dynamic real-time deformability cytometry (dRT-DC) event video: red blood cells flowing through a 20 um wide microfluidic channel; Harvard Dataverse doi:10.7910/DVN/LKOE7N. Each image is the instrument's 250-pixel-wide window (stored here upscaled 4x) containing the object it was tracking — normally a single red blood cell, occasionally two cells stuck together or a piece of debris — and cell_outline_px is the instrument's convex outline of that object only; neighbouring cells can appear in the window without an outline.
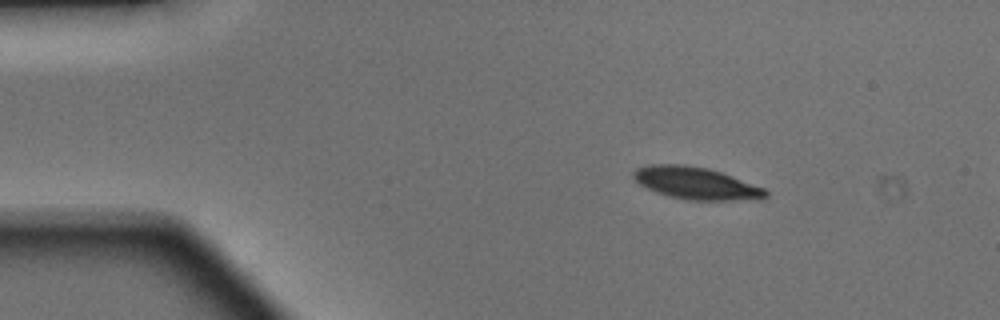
{"species": "Egyptian fruit bat (a non-hibernating species)", "species_latin": "Rousettus aegyptiacus", "temperature_condition": "warm", "stored_images_in_passage": 43, "segment_of_instrument_passage": [1, 2], "camera_frame_rate_fps": 3000, "um_per_image_px": 0.085, "animal": {"sex": "male"}, "frame": {"image": 1, "passage_image": 1, "time_ms": 0.0, "image_size_px": [1000, 320], "cell_outline_px": [[768, 196], [728, 200], [688, 200], [668, 196], [656, 192], [640, 184], [632, 176], [632, 172], [636, 168], [648, 164], [684, 164], [708, 168], [732, 176], [764, 188], [768, 192]], "centroid_in_image_um": [59.08, 15.55], "position_along_channel_um": 25.9, "area_um2": 24.45}}
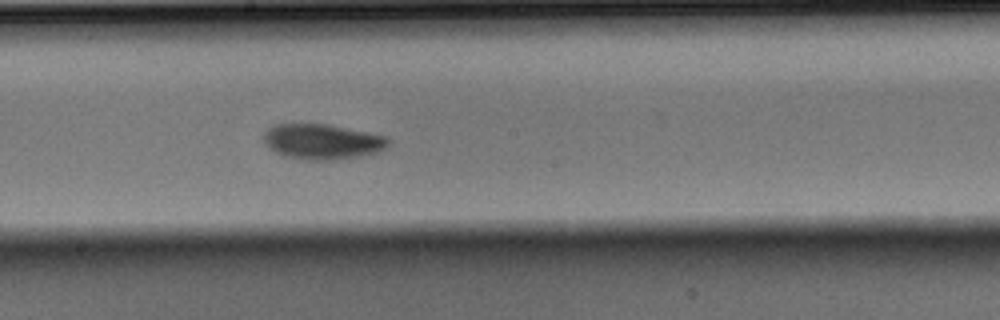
{"frame": {"image": 2, "passage_image": 20, "time_ms": 6.333, "image_size_px": [1000, 320], "cell_outline_px": [[392, 140], [380, 152], [368, 156], [336, 160], [300, 160], [284, 156], [268, 148], [264, 140], [264, 132], [272, 124], [328, 124], [388, 136]], "centroid_in_image_um": [27.44, 12.05], "position_along_channel_um": 220.8, "area_um2": 26.24}}
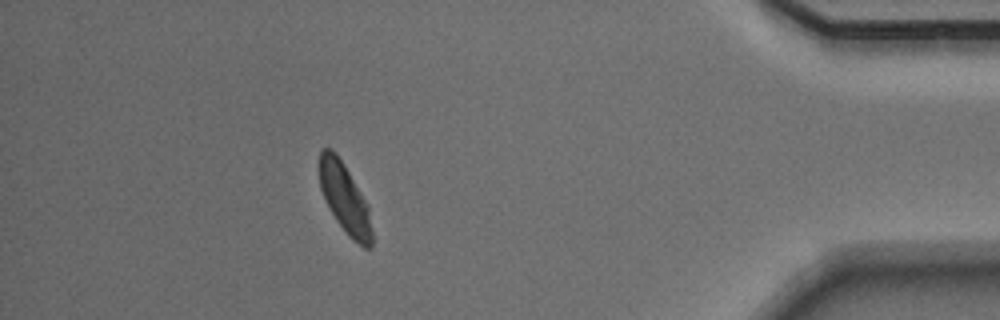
{"frame": {"image": 3, "passage_image": 37, "time_ms": 12.0, "image_size_px": [1000, 320], "cell_outline_px": [[372, 248], [364, 248], [352, 240], [348, 236], [336, 220], [320, 188], [320, 152], [324, 148], [332, 148], [348, 172], [368, 204], [372, 232]], "centroid_in_image_um": [29.33, 16.92], "position_along_channel_um": 405.9, "area_um2": 20.87}}